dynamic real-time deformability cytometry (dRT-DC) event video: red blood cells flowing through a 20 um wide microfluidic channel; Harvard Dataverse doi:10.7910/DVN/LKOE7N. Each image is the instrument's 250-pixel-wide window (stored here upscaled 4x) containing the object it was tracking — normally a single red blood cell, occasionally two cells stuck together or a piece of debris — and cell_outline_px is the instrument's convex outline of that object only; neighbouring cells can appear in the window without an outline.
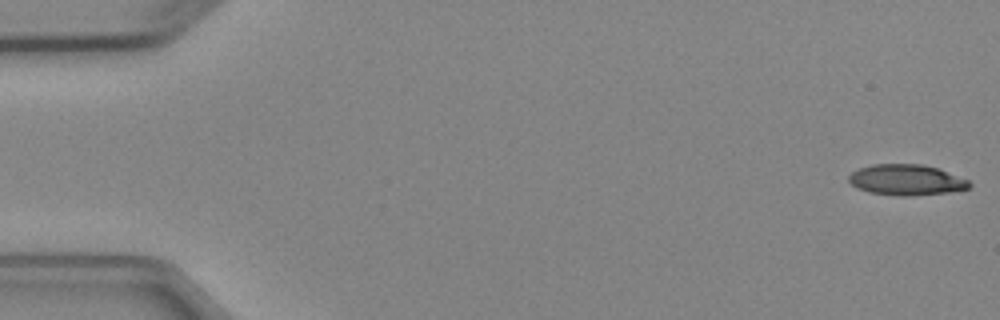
{"species": "Egyptian fruit bat (a non-hibernating species)", "species_latin": "Rousettus aegyptiacus", "temperature_condition": "cold", "stored_images_in_passage": 8, "camera_frame_rate_fps": 3000, "um_per_image_px": 0.085, "animal": {"sex": "female"}, "frame": {"image": 1, "passage_image": 1, "time_ms": 0.0, "image_size_px": [1000, 320], "cell_outline_px": [[972, 184], [968, 188], [948, 192], [912, 196], [896, 196], [868, 192], [856, 188], [848, 180], [848, 176], [852, 172], [860, 168], [872, 164], [920, 164], [936, 168], [968, 180]], "centroid_in_image_um": [76.99, 15.3], "position_along_channel_um": 8.0, "area_um2": 21.5}}
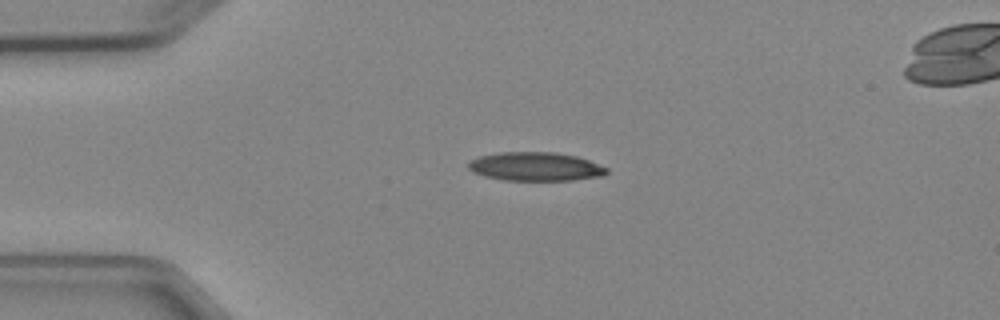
{"frame": {"image": 2, "passage_image": 4, "time_ms": 3.667, "image_size_px": [1000, 320], "cell_outline_px": [[608, 172], [604, 176], [572, 180], [504, 180], [484, 176], [472, 172], [468, 168], [468, 164], [472, 160], [480, 156], [500, 152], [556, 152], [576, 156], [588, 160], [608, 168]], "centroid_in_image_um": [45.53, 14.16], "position_along_channel_um": 39.5, "area_um2": 23.12}}